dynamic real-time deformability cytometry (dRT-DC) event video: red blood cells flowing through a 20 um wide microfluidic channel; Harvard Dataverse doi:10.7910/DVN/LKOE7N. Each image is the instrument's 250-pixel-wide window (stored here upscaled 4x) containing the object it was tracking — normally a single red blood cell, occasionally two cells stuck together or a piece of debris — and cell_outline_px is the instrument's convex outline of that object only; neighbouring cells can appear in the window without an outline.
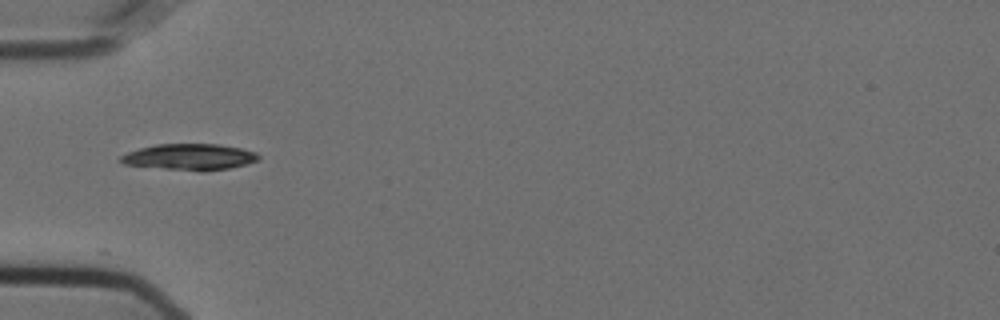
{"species": "Egyptian fruit bat (a non-hibernating species)", "species_latin": "Rousettus aegyptiacus", "temperature_condition": "cold", "stored_images_in_passage": 17, "camera_frame_rate_fps": 3000, "um_per_image_px": 0.085, "animal": {"sex": "female"}, "frame": {"image": 1, "passage_image": 1, "time_ms": 0.0, "image_size_px": [1000, 320], "cell_outline_px": [[260, 160], [248, 164], [228, 168], [200, 172], [124, 164], [120, 160], [120, 156], [128, 152], [140, 148], [156, 144], [220, 144], [240, 148], [256, 152], [260, 156]], "centroid_in_image_um": [16.17, 13.34], "position_along_channel_um": 68.8, "area_um2": 21.1}}
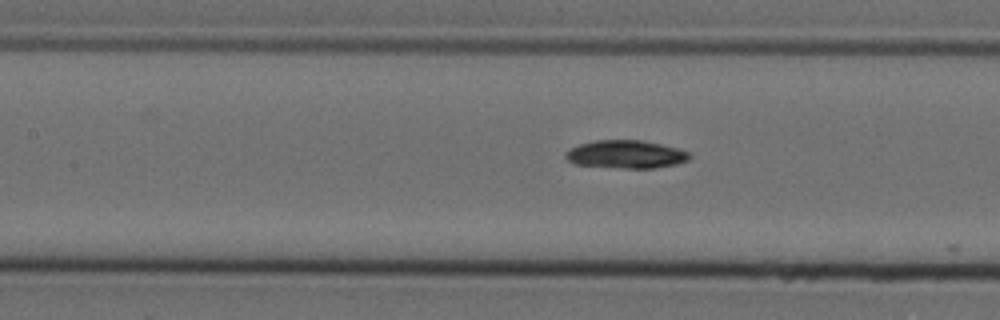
{"frame": {"image": 2, "passage_image": 8, "time_ms": 2.333, "image_size_px": [1000, 320], "cell_outline_px": [[692, 156], [688, 160], [676, 164], [652, 168], [624, 168], [576, 164], [568, 160], [564, 156], [564, 152], [580, 144], [596, 140], [640, 140], [660, 144], [676, 148], [688, 152]], "centroid_in_image_um": [53.2, 13.11], "position_along_channel_um": 154.2, "area_um2": 20.0}}
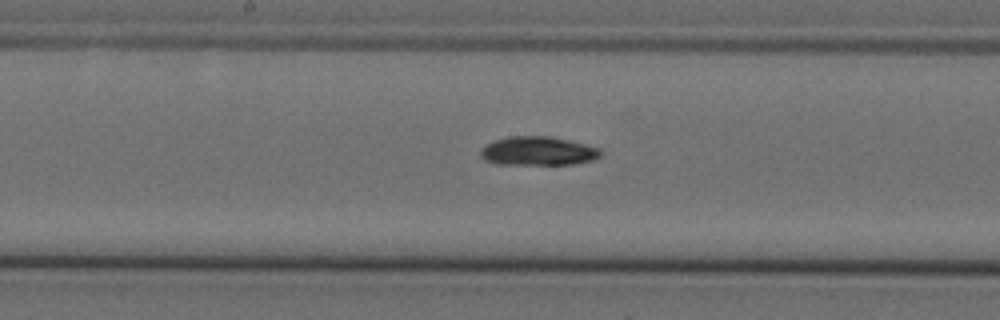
{"frame": {"image": 3, "passage_image": 12, "time_ms": 3.667, "image_size_px": [1000, 320], "cell_outline_px": [[600, 156], [592, 160], [572, 164], [496, 164], [484, 160], [480, 156], [480, 148], [492, 140], [512, 136], [548, 136], [568, 140], [600, 148]], "centroid_in_image_um": [45.66, 12.84], "position_along_channel_um": 202.5, "area_um2": 20.17}}